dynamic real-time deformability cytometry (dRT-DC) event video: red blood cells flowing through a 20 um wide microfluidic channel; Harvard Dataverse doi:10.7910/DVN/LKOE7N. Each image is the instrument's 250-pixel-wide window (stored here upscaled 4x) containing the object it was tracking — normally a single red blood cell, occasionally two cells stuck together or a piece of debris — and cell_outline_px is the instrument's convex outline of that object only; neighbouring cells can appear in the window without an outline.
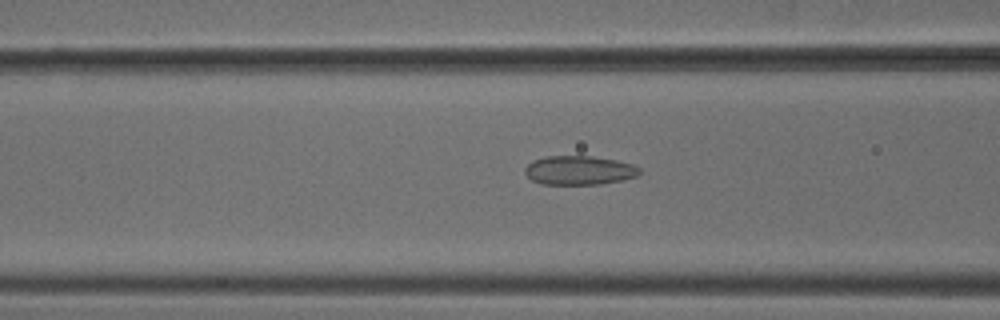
{"species": "common noctule bat (a hibernating species)", "species_latin": "Nyctalus noctula", "temperature_condition": "cold", "stored_images_in_passage": 47, "camera_frame_rate_fps": 3000, "um_per_image_px": 0.085, "animal": {"sex": "male", "body_mass_g": 18.8}, "frame": {"image": 1, "passage_image": 16, "time_ms": 5.0, "image_size_px": [1000, 320], "cell_outline_px": [[640, 172], [636, 176], [624, 180], [600, 184], [544, 184], [532, 180], [524, 172], [524, 168], [532, 160], [544, 156], [592, 156], [616, 160], [632, 164], [640, 168]], "centroid_in_image_um": [49.22, 14.47], "position_along_channel_um": 117.4, "area_um2": 19.42}}
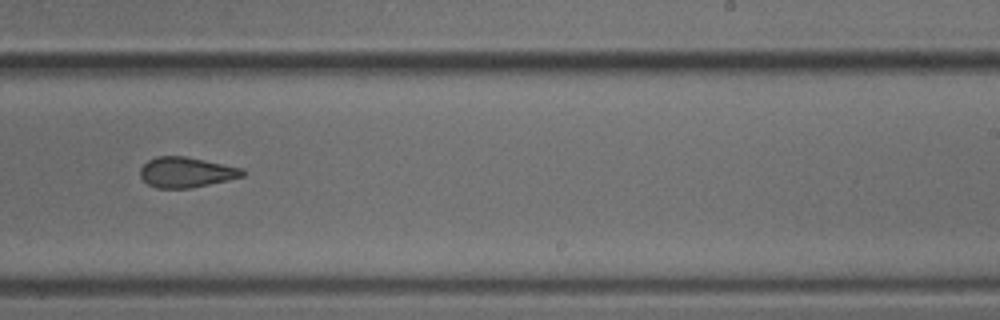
{"frame": {"image": 2, "passage_image": 28, "time_ms": 9.0, "image_size_px": [1000, 320], "cell_outline_px": [[248, 172], [244, 176], [228, 180], [188, 188], [156, 188], [148, 184], [140, 176], [140, 168], [148, 160], [156, 156], [184, 156], [244, 168]], "centroid_in_image_um": [15.85, 14.63], "position_along_channel_um": 273.2, "area_um2": 18.09}}
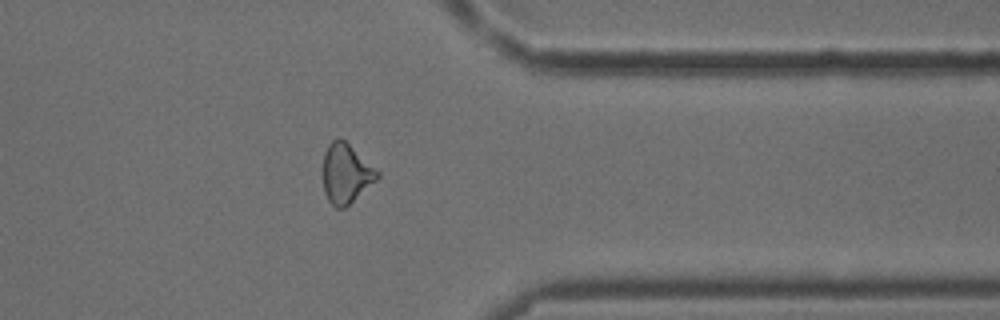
{"frame": {"image": 3, "passage_image": 37, "time_ms": 12.0, "image_size_px": [1000, 320], "cell_outline_px": [[380, 176], [376, 180], [344, 208], [336, 208], [328, 200], [324, 192], [324, 152], [328, 144], [332, 140], [344, 140], [380, 172]], "centroid_in_image_um": [29.41, 14.76], "position_along_channel_um": 382.0, "area_um2": 18.38}, "authors_computed_cell_mechanics": {"area_um2": 19.1318, "velocity_mm_per_s": 3.8985, "shape_relaxation_time_tau1_ms": null, "shape_relaxation_time_tau2_ms": 2.6795, "deformation_change_tau1": null, "deformation_change_tau2": 0.0984}}